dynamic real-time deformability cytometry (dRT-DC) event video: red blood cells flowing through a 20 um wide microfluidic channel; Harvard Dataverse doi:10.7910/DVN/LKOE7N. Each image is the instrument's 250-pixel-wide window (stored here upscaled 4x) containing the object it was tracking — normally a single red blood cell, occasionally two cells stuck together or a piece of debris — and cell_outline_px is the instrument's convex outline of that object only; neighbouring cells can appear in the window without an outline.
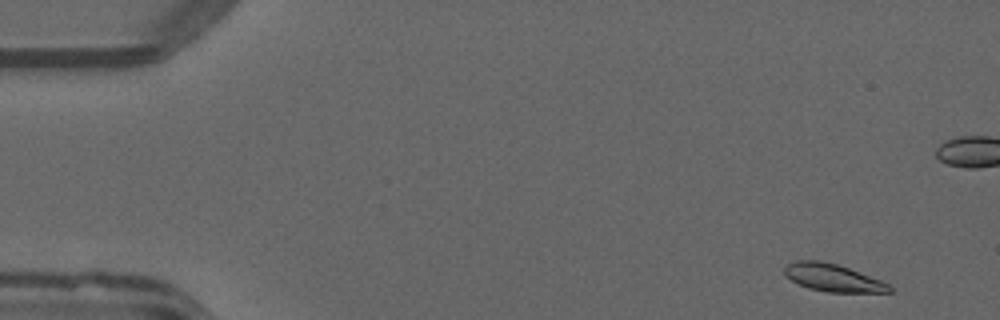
{"species": "common noctule bat (a hibernating species)", "species_latin": "Nyctalus noctula", "temperature_condition": "warm", "stored_images_in_passage": 52, "camera_frame_rate_fps": 3000, "um_per_image_px": 0.085, "animal": {"sex": "male", "forearm_length_mm": 52.5}, "frame": {"image": 1, "passage_image": 3, "time_ms": 0.667, "image_size_px": [1000, 320], "cell_outline_px": [[892, 292], [828, 292], [808, 288], [796, 284], [784, 276], [784, 268], [788, 264], [796, 260], [820, 260], [836, 264], [848, 268], [880, 280], [888, 284], [892, 288]], "centroid_in_image_um": [70.73, 23.61], "position_along_channel_um": 14.3, "area_um2": 16.82}}
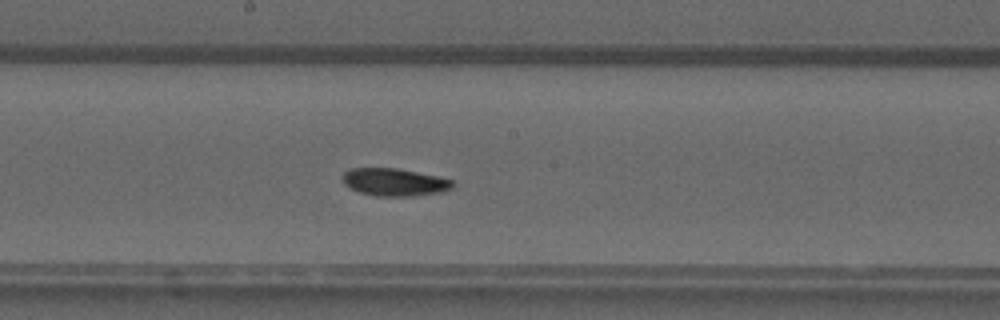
{"frame": {"image": 2, "passage_image": 27, "time_ms": 8.667, "image_size_px": [1000, 320], "cell_outline_px": [[456, 184], [448, 192], [412, 196], [376, 196], [360, 192], [344, 184], [344, 172], [348, 168], [396, 168], [456, 180]], "centroid_in_image_um": [33.62, 15.49], "position_along_channel_um": 214.6, "area_um2": 17.86}}
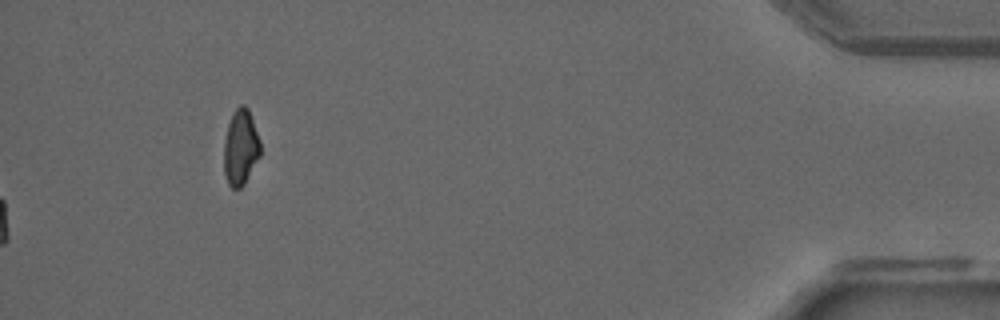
{"frame": {"image": 3, "passage_image": 52, "time_ms": 17.0, "image_size_px": [1000, 320], "cell_outline_px": [[260, 156], [244, 184], [240, 188], [232, 188], [228, 184], [224, 172], [224, 140], [228, 124], [232, 112], [240, 104], [244, 104], [248, 108], [260, 140]], "centroid_in_image_um": [20.44, 12.51], "position_along_channel_um": 414.8, "area_um2": 16.13}, "authors_computed_cell_mechanics": {"area_um2": 17.4845, "velocity_mm_per_s": 4.0149, "shape_relaxation_time_tau1_ms": 9.3272, "shape_relaxation_time_tau2_ms": 10.8464, "deformation_change_tau1": 0.2372, "deformation_change_tau2": 0.1723}}